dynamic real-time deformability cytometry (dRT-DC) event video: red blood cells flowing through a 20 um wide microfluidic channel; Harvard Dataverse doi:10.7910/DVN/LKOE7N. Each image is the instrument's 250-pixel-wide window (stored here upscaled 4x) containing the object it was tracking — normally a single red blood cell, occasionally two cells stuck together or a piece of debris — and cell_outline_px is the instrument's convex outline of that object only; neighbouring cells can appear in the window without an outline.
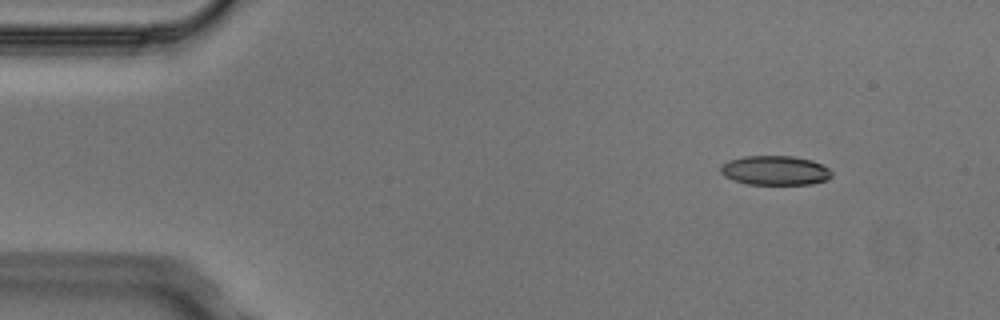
{"species": "Egyptian fruit bat (a non-hibernating species)", "species_latin": "Rousettus aegyptiacus", "temperature_condition": "cold", "stored_images_in_passage": 4, "camera_frame_rate_fps": 3000, "um_per_image_px": 0.085, "animal": {"sex": "male"}, "frame": {"image": 1, "passage_image": 1, "time_ms": 0.0, "image_size_px": [1000, 320], "cell_outline_px": [[832, 176], [828, 180], [812, 184], [748, 184], [732, 180], [724, 176], [720, 172], [720, 164], [728, 160], [744, 156], [792, 156], [812, 160], [828, 168], [832, 172]], "centroid_in_image_um": [65.86, 14.49], "position_along_channel_um": 19.1, "area_um2": 19.19}}
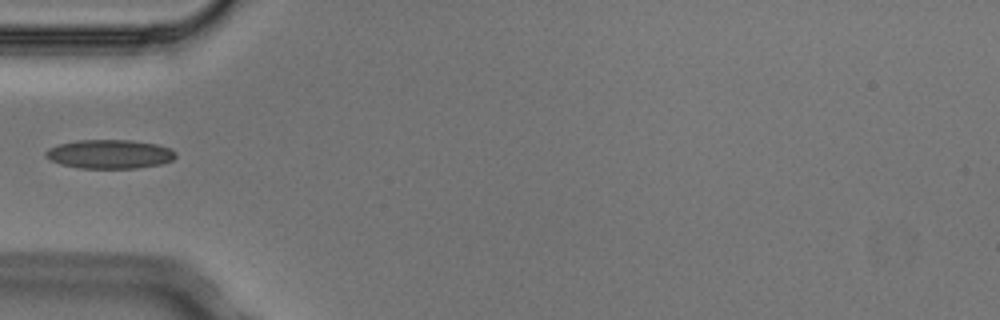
{"frame": {"image": 2, "passage_image": 4, "time_ms": 1.0, "image_size_px": [1000, 320], "cell_outline_px": [[176, 156], [172, 160], [160, 164], [136, 168], [80, 168], [60, 164], [44, 156], [44, 152], [48, 148], [56, 144], [76, 140], [132, 140], [156, 144], [172, 148], [176, 152]], "centroid_in_image_um": [9.3, 13.09], "position_along_channel_um": 75.7, "area_um2": 22.08}}